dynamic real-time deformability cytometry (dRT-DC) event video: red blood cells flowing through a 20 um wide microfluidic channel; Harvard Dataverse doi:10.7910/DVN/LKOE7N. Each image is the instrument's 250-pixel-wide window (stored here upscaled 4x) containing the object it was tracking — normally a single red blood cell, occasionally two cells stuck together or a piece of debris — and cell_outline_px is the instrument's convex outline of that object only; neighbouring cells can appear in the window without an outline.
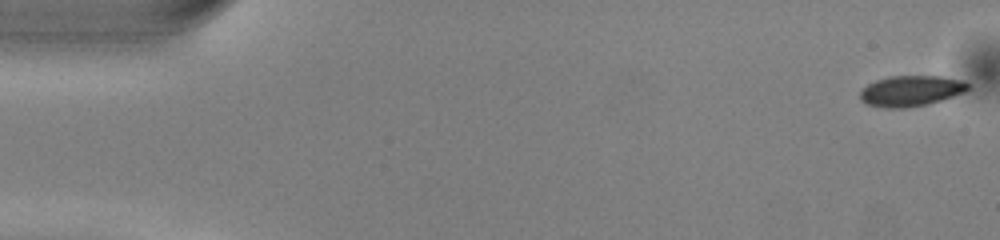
{"species": "common noctule bat (a hibernating species)", "species_latin": "Nyctalus noctula", "temperature_condition": "warm", "stored_images_in_passage": 51, "camera_frame_rate_fps": 3000, "um_per_image_px": 0.085, "animal": {"sex": "male", "body_mass_g": 13.0, "forearm_length_mm": 53.1}, "frame": {"image": 1, "passage_image": 1, "time_ms": 0.0, "image_size_px": [1000, 240], "cell_outline_px": [[968, 88], [964, 92], [928, 104], [908, 108], [884, 108], [868, 104], [860, 100], [860, 92], [868, 84], [876, 80], [888, 76], [940, 76], [964, 80], [968, 84]], "centroid_in_image_um": [77.41, 7.72], "position_along_channel_um": 7.6, "area_um2": 19.25}}
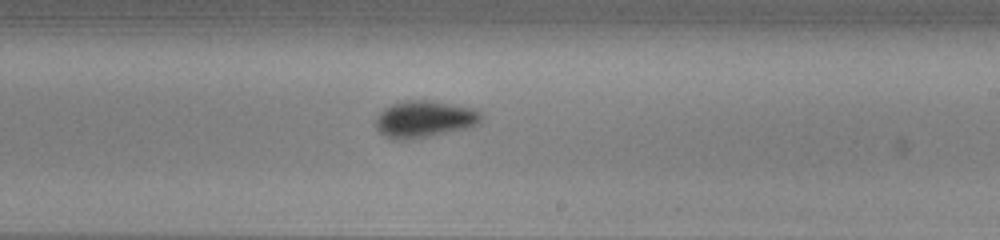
{"frame": {"image": 2, "passage_image": 30, "time_ms": 9.667, "image_size_px": [1000, 240], "cell_outline_px": [[484, 116], [476, 124], [468, 128], [408, 140], [392, 140], [384, 136], [376, 128], [376, 116], [384, 108], [392, 104], [404, 100], [428, 100], [476, 108]], "centroid_in_image_um": [36.06, 10.12], "position_along_channel_um": 252.9, "area_um2": 22.77}}
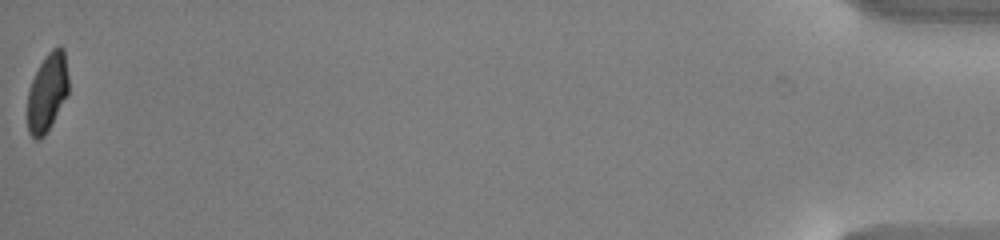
{"frame": {"image": 3, "passage_image": 51, "time_ms": 16.667, "image_size_px": [1000, 240], "cell_outline_px": [[68, 92], [52, 124], [44, 136], [40, 140], [36, 140], [28, 132], [28, 88], [44, 56], [52, 48], [60, 44], [64, 48], [68, 76]], "centroid_in_image_um": [4.02, 7.83], "position_along_channel_um": 431.2, "area_um2": 18.79}, "authors_computed_cell_mechanics": {"area_um2": 20.8658, "velocity_mm_per_s": 4.0332, "shape_relaxation_time_tau1_ms": 2.4209, "shape_relaxation_time_tau2_ms": null, "deformation_change_tau1": 0.1133, "deformation_change_tau2": null}}